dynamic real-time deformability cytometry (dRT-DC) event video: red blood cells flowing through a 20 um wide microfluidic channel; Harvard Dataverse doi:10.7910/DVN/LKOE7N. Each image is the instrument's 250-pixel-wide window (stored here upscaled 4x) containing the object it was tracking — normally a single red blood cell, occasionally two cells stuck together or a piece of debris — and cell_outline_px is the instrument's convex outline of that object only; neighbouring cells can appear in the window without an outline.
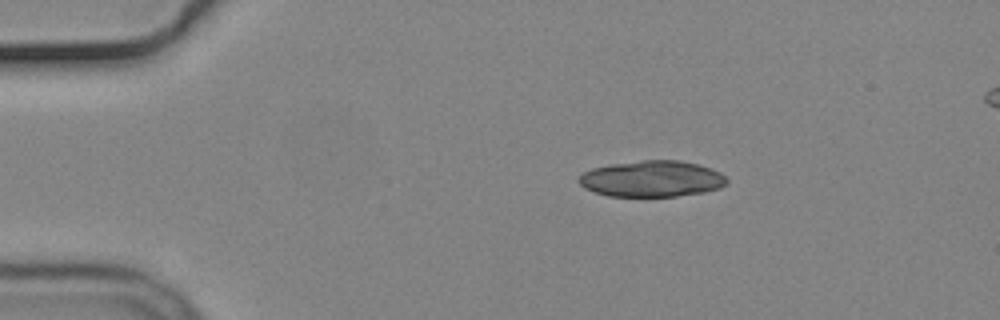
{"species": "common noctule bat (a hibernating species)", "species_latin": "Nyctalus noctula", "temperature_condition": "cold", "stored_images_in_passage": 13, "camera_frame_rate_fps": 3000, "um_per_image_px": 0.085, "animal": {"sex": "male", "body_mass_g": 19.2, "forearm_length_mm": 51.8}, "frame": {"image": 1, "passage_image": 1, "time_ms": 0.0, "image_size_px": [1000, 320], "cell_outline_px": [[728, 184], [720, 188], [704, 192], [676, 196], [608, 196], [584, 188], [576, 180], [580, 172], [592, 168], [612, 164], [640, 160], [680, 160], [700, 164], [712, 168], [720, 172], [728, 180]], "centroid_in_image_um": [55.41, 15.19], "position_along_channel_um": 29.6, "area_um2": 31.56}}